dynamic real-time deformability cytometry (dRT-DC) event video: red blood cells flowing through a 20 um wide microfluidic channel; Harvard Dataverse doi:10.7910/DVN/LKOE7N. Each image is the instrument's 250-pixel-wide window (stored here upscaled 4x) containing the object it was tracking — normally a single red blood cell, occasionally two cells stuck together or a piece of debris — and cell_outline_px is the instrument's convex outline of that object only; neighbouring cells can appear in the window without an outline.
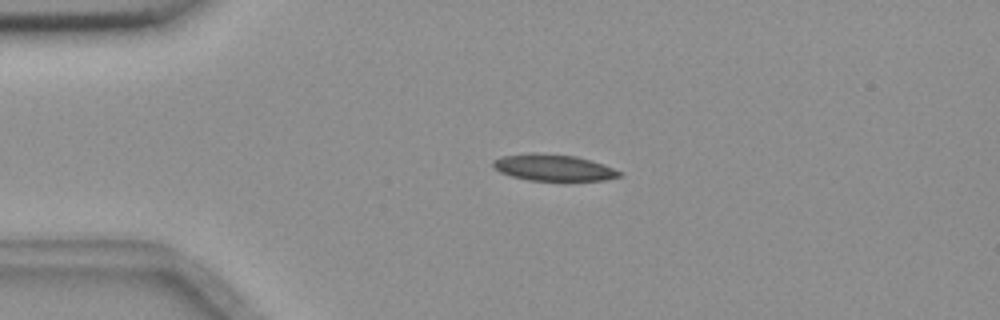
{"species": "common noctule bat (a hibernating species)", "species_latin": "Nyctalus noctula", "temperature_condition": "room temperature", "stored_images_in_passage": 6, "camera_frame_rate_fps": 3000, "um_per_image_px": 0.085, "animal": {"sex": "female", "body_mass_g": 18.4}, "frame": {"image": 1, "passage_image": 4, "time_ms": 1.0, "image_size_px": [1000, 320], "cell_outline_px": [[620, 176], [604, 180], [528, 180], [512, 176], [500, 172], [492, 164], [492, 160], [500, 156], [532, 152], [576, 156], [604, 164], [620, 172]], "centroid_in_image_um": [46.99, 14.23], "position_along_channel_um": 38.0, "area_um2": 19.31}}